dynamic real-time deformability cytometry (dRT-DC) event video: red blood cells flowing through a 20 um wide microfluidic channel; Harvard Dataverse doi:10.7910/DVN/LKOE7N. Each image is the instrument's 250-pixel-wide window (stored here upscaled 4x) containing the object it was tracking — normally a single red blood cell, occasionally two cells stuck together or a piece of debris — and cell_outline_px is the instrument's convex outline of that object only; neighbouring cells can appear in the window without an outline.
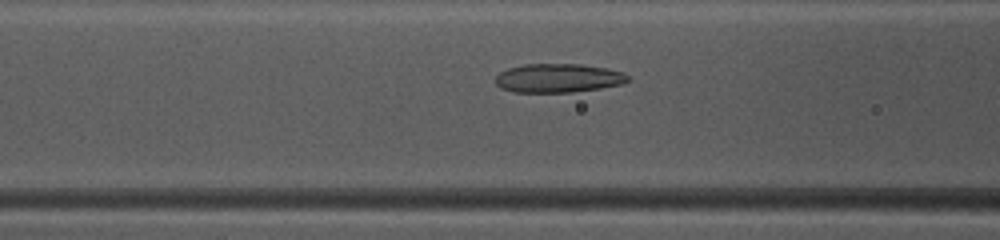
{"species": "common noctule bat (a hibernating species)", "species_latin": "Nyctalus noctula", "temperature_condition": "warm", "stored_images_in_passage": 34, "camera_frame_rate_fps": 3000, "um_per_image_px": 0.085, "animal": {"sex": "female", "body_mass_g": 10.0, "forearm_length_mm": 53.1}, "frame": {"image": 1, "passage_image": 5, "time_ms": 1.333, "image_size_px": [1000, 240], "cell_outline_px": [[632, 80], [620, 84], [600, 88], [572, 92], [512, 92], [500, 88], [496, 84], [496, 76], [500, 72], [508, 68], [524, 64], [580, 64], [608, 68], [624, 72]], "centroid_in_image_um": [47.46, 6.63], "position_along_channel_um": 119.1, "area_um2": 22.37}}
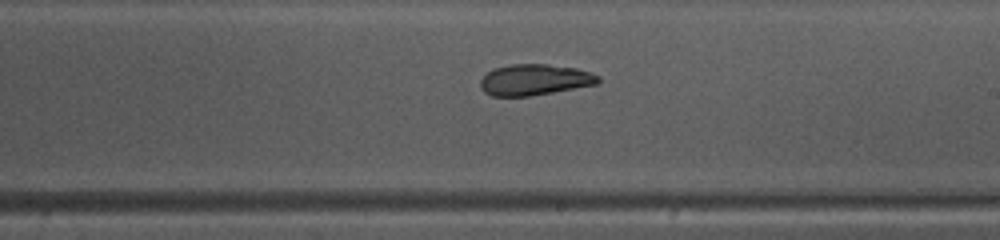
{"frame": {"image": 2, "passage_image": 14, "time_ms": 4.333, "image_size_px": [1000, 240], "cell_outline_px": [[600, 84], [528, 96], [492, 96], [484, 92], [480, 88], [480, 80], [492, 68], [512, 64], [548, 64], [576, 68], [592, 72], [600, 76]], "centroid_in_image_um": [45.46, 6.77], "position_along_channel_um": 243.5, "area_um2": 21.5}}
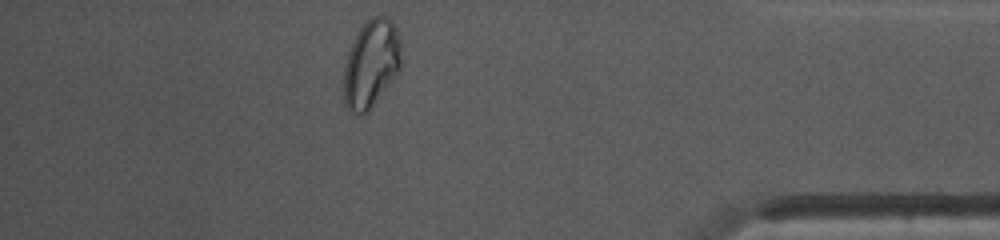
{"frame": {"image": 3, "passage_image": 28, "time_ms": 9.0, "image_size_px": [1000, 240], "cell_outline_px": [[404, 64], [396, 76], [372, 108], [364, 116], [360, 116], [352, 112], [344, 104], [344, 64], [348, 52], [356, 32], [364, 20], [368, 16], [388, 16], [392, 20], [400, 36]], "centroid_in_image_um": [31.58, 5.39], "position_along_channel_um": 403.6, "area_um2": 30.63}, "authors_computed_cell_mechanics": {"area_um2": 22.3397, "velocity_mm_per_s": 4.1426, "shape_relaxation_time_tau1_ms": null, "shape_relaxation_time_tau2_ms": 1.7638, "deformation_change_tau1": null, "deformation_change_tau2": 0.0712}}